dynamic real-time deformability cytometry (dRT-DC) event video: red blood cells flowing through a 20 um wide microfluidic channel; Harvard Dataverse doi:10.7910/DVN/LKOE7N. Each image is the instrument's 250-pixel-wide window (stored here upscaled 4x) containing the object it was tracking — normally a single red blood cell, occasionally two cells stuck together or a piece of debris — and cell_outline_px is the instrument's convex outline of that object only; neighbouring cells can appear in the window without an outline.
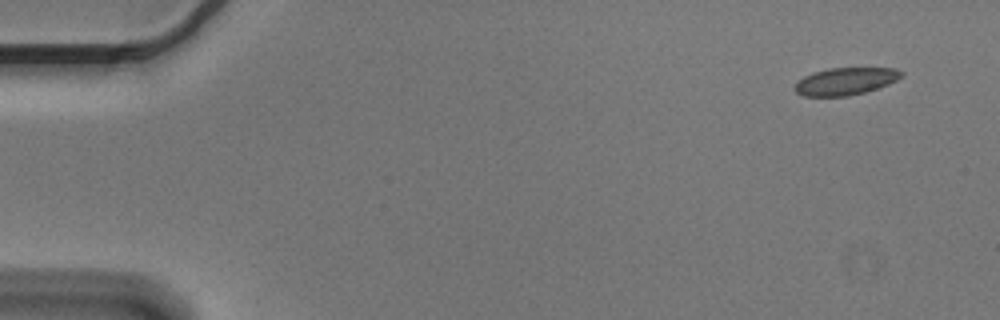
{"species": "Egyptian fruit bat (a non-hibernating species)", "species_latin": "Rousettus aegyptiacus", "temperature_condition": "cold", "stored_images_in_passage": 7, "camera_frame_rate_fps": 3000, "um_per_image_px": 0.085, "animal": {"sex": "male"}, "frame": {"image": 1, "passage_image": 1, "time_ms": 0.0, "image_size_px": [1000, 320], "cell_outline_px": [[904, 76], [888, 84], [864, 92], [848, 96], [804, 96], [796, 92], [792, 88], [796, 80], [812, 72], [828, 68], [896, 68], [904, 72]], "centroid_in_image_um": [71.83, 6.9], "position_along_channel_um": 13.2, "area_um2": 17.17}}
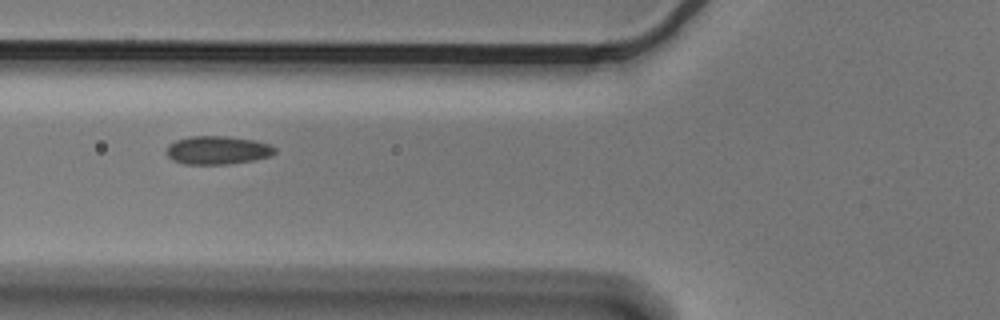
{"frame": {"image": 2, "passage_image": 6, "time_ms": 1.667, "image_size_px": [1000, 320], "cell_outline_px": [[276, 152], [272, 156], [256, 160], [228, 164], [184, 164], [172, 160], [164, 152], [168, 144], [176, 140], [192, 136], [228, 136], [256, 140], [272, 144], [276, 148]], "centroid_in_image_um": [18.52, 12.76], "position_along_channel_um": 107.3, "area_um2": 18.32}}
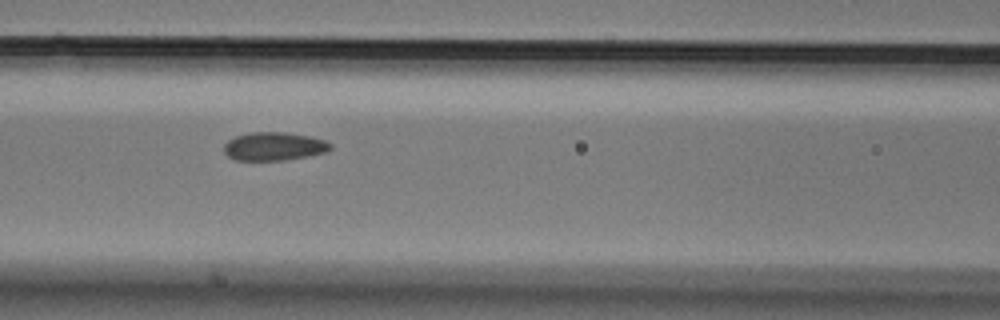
{"frame": {"image": 3, "passage_image": 7, "time_ms": 2.0, "image_size_px": [1000, 320], "cell_outline_px": [[332, 148], [328, 152], [308, 156], [284, 160], [236, 160], [228, 156], [224, 152], [224, 144], [228, 140], [236, 136], [252, 132], [284, 132], [308, 136], [324, 140], [332, 144]], "centroid_in_image_um": [23.3, 12.44], "position_along_channel_um": 143.3, "area_um2": 17.57}}